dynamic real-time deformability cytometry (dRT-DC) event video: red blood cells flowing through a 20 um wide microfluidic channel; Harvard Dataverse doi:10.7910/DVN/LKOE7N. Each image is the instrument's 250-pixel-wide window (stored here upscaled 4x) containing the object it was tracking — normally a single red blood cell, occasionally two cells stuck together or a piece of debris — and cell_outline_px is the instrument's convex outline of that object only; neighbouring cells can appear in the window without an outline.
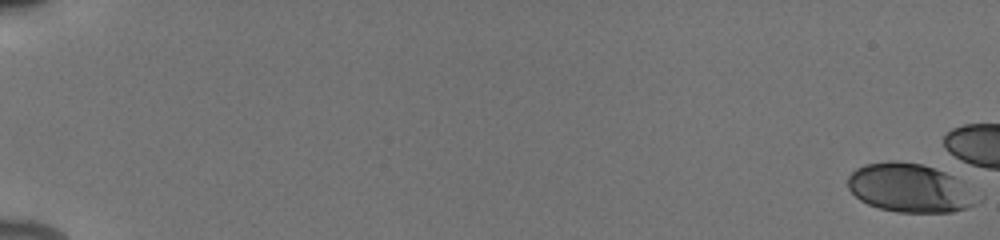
{"species": "human", "species_latin": "Homo sapiens", "temperature_condition": "cold", "stored_images_in_passage": 2, "camera_frame_rate_fps": 3000, "um_per_image_px": 0.085, "donor": {"sex": "male"}, "frame": {"image": 1, "passage_image": 1, "time_ms": 0.0, "image_size_px": [1000, 240], "cell_outline_px": [[984, 196], [976, 204], [952, 212], [896, 212], [880, 208], [868, 204], [860, 200], [848, 188], [848, 176], [856, 168], [864, 164], [888, 160], [896, 160], [920, 164], [944, 172], [964, 180]], "centroid_in_image_um": [77.41, 15.97], "position_along_channel_um": 7.6, "area_um2": 37.34}}